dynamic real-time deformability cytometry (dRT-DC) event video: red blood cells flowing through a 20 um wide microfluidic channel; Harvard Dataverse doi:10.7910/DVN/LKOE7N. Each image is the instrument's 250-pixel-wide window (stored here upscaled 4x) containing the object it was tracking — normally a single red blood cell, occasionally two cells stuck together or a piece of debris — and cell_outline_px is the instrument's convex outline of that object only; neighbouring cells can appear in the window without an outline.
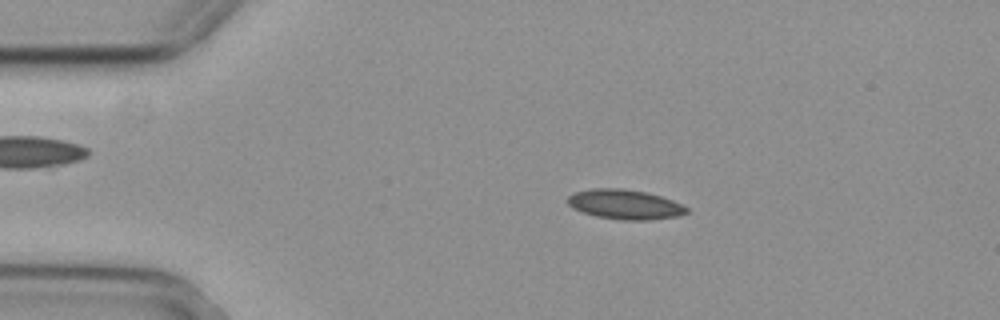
{"species": "common noctule bat (a hibernating species)", "species_latin": "Nyctalus noctula", "temperature_condition": "cold", "stored_images_in_passage": 28, "camera_frame_rate_fps": 3000, "um_per_image_px": 0.085, "animal": {"sex": "female", "body_mass_g": 29.2, "forearm_length_mm": 56.3}, "frame": {"image": 1, "passage_image": 8, "time_ms": 2.333, "image_size_px": [1000, 320], "cell_outline_px": [[688, 212], [676, 216], [648, 220], [620, 220], [596, 216], [572, 208], [568, 204], [568, 196], [572, 192], [592, 188], [624, 188], [644, 192], [660, 196], [672, 200], [688, 208]], "centroid_in_image_um": [53.07, 17.37], "position_along_channel_um": 31.9, "area_um2": 20.52}}
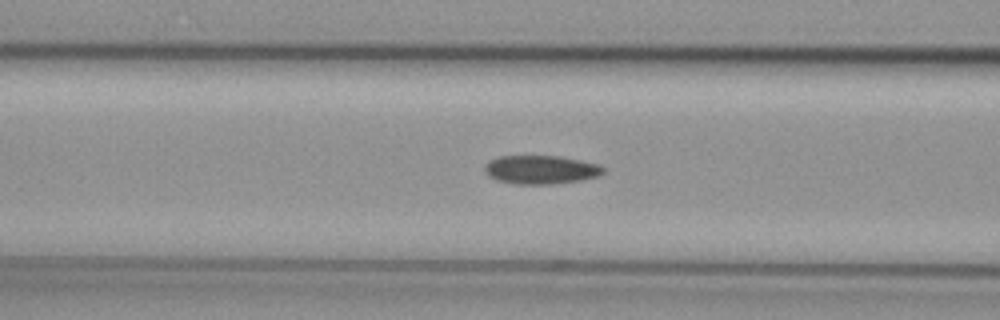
{"frame": {"image": 2, "passage_image": 19, "time_ms": 6.0, "image_size_px": [1000, 320], "cell_outline_px": [[604, 172], [600, 176], [580, 180], [552, 184], [512, 184], [496, 180], [488, 176], [484, 172], [484, 164], [488, 160], [500, 156], [560, 156], [600, 164], [604, 168]], "centroid_in_image_um": [45.94, 14.42], "position_along_channel_um": 120.7, "area_um2": 20.06}}
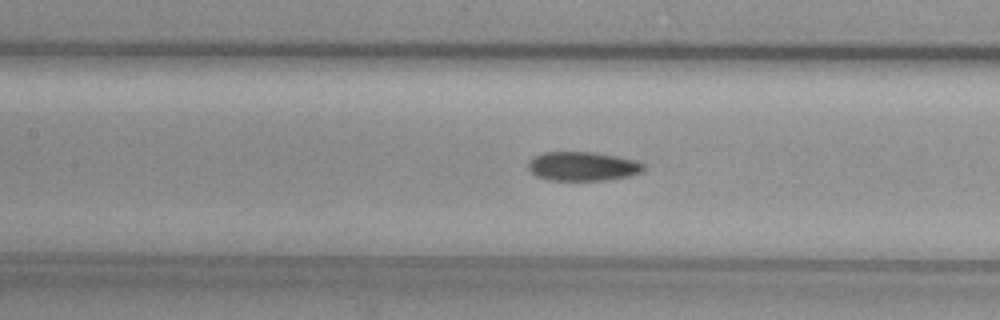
{"frame": {"image": 3, "passage_image": 22, "time_ms": 7.0, "image_size_px": [1000, 320], "cell_outline_px": [[644, 168], [640, 172], [628, 176], [608, 180], [548, 180], [536, 176], [528, 168], [528, 160], [532, 156], [544, 152], [596, 152], [636, 160], [644, 164]], "centroid_in_image_um": [49.49, 14.13], "position_along_channel_um": 157.9, "area_um2": 19.65}}